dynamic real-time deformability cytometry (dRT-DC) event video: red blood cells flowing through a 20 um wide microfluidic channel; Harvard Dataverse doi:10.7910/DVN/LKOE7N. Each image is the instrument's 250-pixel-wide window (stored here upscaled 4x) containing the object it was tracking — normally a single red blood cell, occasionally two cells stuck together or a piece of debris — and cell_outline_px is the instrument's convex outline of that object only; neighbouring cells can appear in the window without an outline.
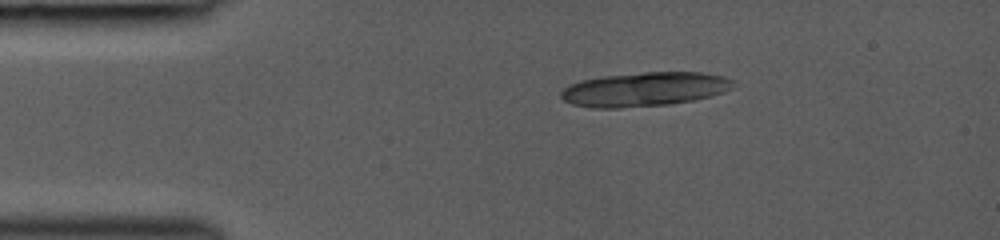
{"species": "common noctule bat (a hibernating species)", "species_latin": "Nyctalus noctula", "temperature_condition": "room temperature", "stored_images_in_passage": 6, "segment_of_instrument_passage": [1, 2], "camera_frame_rate_fps": 3000, "um_per_image_px": 0.085, "animal": {"sex": "female", "body_mass_g": 19.0, "forearm_length_mm": 53.3}, "frame": {"image": 1, "passage_image": 1, "time_ms": 0.0, "image_size_px": [1000, 240], "cell_outline_px": [[736, 80], [732, 88], [724, 92], [712, 96], [692, 100], [668, 104], [616, 108], [592, 108], [572, 104], [564, 100], [560, 96], [560, 92], [564, 88], [580, 80], [604, 76], [644, 72], [700, 72], [724, 76]], "centroid_in_image_um": [54.81, 7.58], "position_along_channel_um": 30.2, "area_um2": 34.28}}